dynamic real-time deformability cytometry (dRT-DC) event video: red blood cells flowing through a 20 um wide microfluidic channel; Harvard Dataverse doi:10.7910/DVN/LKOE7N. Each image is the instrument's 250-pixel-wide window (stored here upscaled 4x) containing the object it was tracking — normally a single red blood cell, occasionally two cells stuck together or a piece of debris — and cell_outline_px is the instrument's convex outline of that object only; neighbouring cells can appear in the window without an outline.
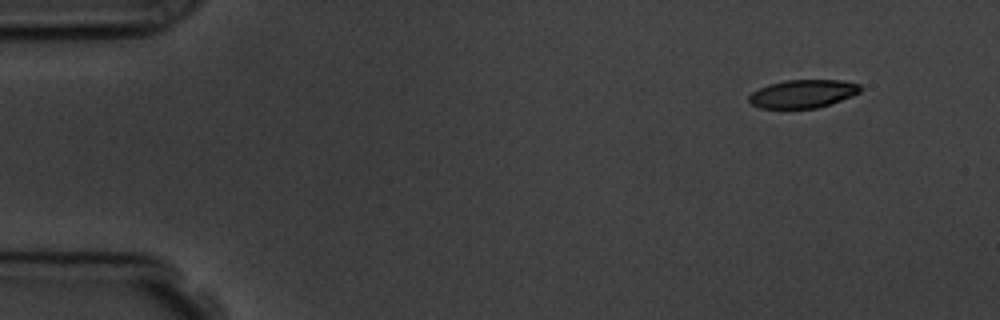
{"species": "common noctule bat (a hibernating species)", "species_latin": "Nyctalus noctula", "temperature_condition": "room temperature", "stored_images_in_passage": 3, "camera_frame_rate_fps": 3000, "um_per_image_px": 0.085, "animal": {"sex": "male", "body_mass_g": 19.5, "forearm_length_mm": 54.6}, "frame": {"image": 1, "passage_image": 3, "time_ms": 2.333, "image_size_px": [1000, 320], "cell_outline_px": [[864, 88], [860, 92], [852, 96], [816, 108], [760, 108], [752, 104], [748, 100], [748, 96], [752, 92], [768, 84], [784, 80], [840, 80], [860, 84]], "centroid_in_image_um": [68.25, 7.96], "position_along_channel_um": 16.8, "area_um2": 18.26}}